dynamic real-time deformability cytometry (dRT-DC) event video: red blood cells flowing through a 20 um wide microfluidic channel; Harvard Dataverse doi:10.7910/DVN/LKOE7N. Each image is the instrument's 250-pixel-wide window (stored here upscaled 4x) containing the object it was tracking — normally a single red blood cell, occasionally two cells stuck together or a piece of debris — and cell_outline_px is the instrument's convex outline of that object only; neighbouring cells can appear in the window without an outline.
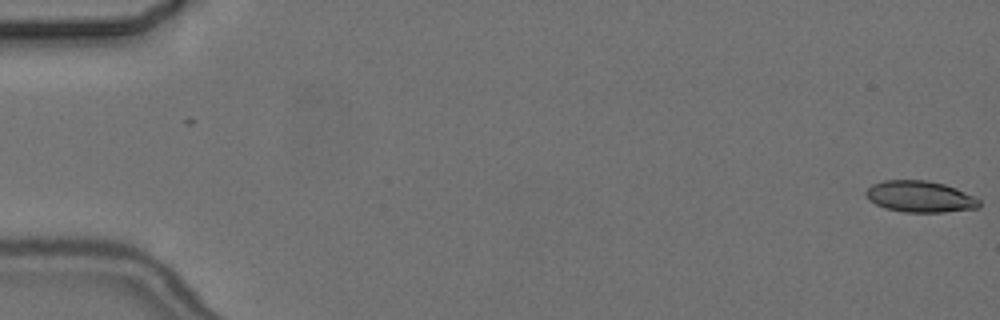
{"species": "common noctule bat (a hibernating species)", "species_latin": "Nyctalus noctula", "temperature_condition": "cold", "stored_images_in_passage": 2, "camera_frame_rate_fps": 3000, "um_per_image_px": 0.085, "animal": {"sex": "female", "body_mass_g": 24.6, "forearm_length_mm": 56.2}, "frame": {"image": 1, "passage_image": 2, "time_ms": 1.0, "image_size_px": [1000, 320], "cell_outline_px": [[980, 208], [944, 212], [904, 212], [884, 208], [868, 200], [864, 192], [872, 184], [884, 180], [928, 180], [944, 184], [956, 188], [976, 196], [980, 200]], "centroid_in_image_um": [78.22, 16.71], "position_along_channel_um": 6.8, "area_um2": 20.98}}